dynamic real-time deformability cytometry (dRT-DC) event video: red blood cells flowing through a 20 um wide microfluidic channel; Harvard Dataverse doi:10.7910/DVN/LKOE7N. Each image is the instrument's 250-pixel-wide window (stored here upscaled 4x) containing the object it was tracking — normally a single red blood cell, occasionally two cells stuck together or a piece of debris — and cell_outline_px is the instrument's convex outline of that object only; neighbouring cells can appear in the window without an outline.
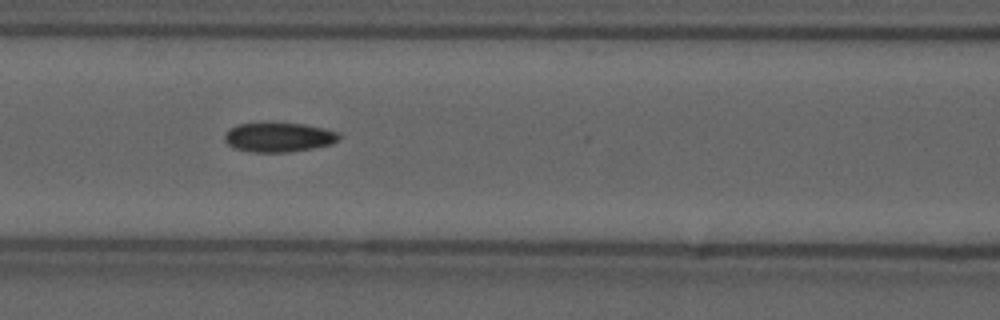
{"species": "common noctule bat (a hibernating species)", "species_latin": "Nyctalus noctula", "temperature_condition": "cold", "stored_images_in_passage": 46, "camera_frame_rate_fps": 3000, "um_per_image_px": 0.085, "animal": {"sex": "male", "forearm_length_mm": 52.5}, "frame": {"image": 1, "passage_image": 14, "time_ms": 4.333, "image_size_px": [1000, 320], "cell_outline_px": [[340, 136], [332, 144], [312, 148], [288, 152], [252, 152], [236, 148], [228, 144], [224, 140], [224, 136], [232, 128], [240, 124], [304, 124], [336, 132]], "centroid_in_image_um": [23.68, 11.69], "position_along_channel_um": 142.9, "area_um2": 18.9}}
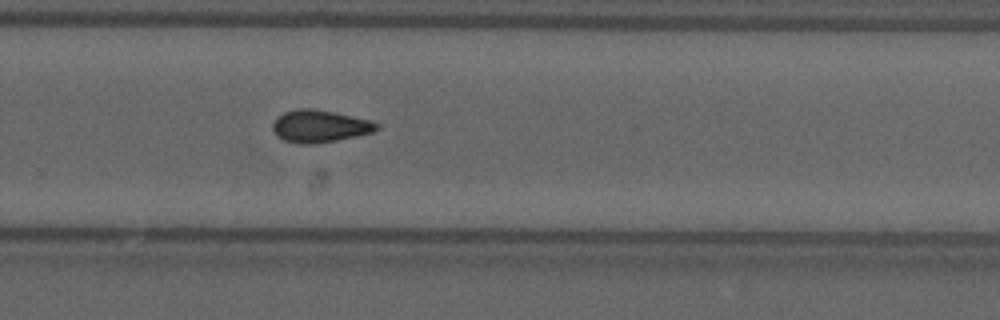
{"frame": {"image": 2, "passage_image": 27, "time_ms": 8.667, "image_size_px": [1000, 320], "cell_outline_px": [[380, 128], [372, 132], [356, 136], [316, 144], [300, 144], [284, 140], [276, 136], [272, 128], [272, 124], [276, 116], [284, 112], [296, 108], [312, 108], [372, 120], [380, 124]], "centroid_in_image_um": [27.15, 10.72], "position_along_channel_um": 302.6, "area_um2": 19.77}, "authors_computed_cell_mechanics": {"area_um2": 19.1029, "velocity_mm_per_s": 3.6957, "shape_relaxation_time_tau1_ms": 8.4429, "shape_relaxation_time_tau2_ms": 7.7582, "deformation_change_tau1": 0.1153, "deformation_change_tau2": 0.1321}}